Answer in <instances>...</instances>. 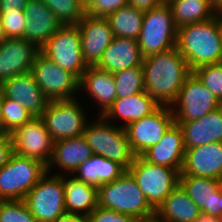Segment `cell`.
Wrapping results in <instances>:
<instances>
[{"mask_svg":"<svg viewBox=\"0 0 222 222\" xmlns=\"http://www.w3.org/2000/svg\"><path fill=\"white\" fill-rule=\"evenodd\" d=\"M142 67L145 91L161 106L171 107L192 73L177 47L144 57Z\"/></svg>","mask_w":222,"mask_h":222,"instance_id":"1","label":"cell"},{"mask_svg":"<svg viewBox=\"0 0 222 222\" xmlns=\"http://www.w3.org/2000/svg\"><path fill=\"white\" fill-rule=\"evenodd\" d=\"M176 47L191 71L203 65L221 63L222 39L215 17L178 28Z\"/></svg>","mask_w":222,"mask_h":222,"instance_id":"2","label":"cell"},{"mask_svg":"<svg viewBox=\"0 0 222 222\" xmlns=\"http://www.w3.org/2000/svg\"><path fill=\"white\" fill-rule=\"evenodd\" d=\"M98 206L132 216L137 221L155 217V210L128 171L98 188Z\"/></svg>","mask_w":222,"mask_h":222,"instance_id":"3","label":"cell"},{"mask_svg":"<svg viewBox=\"0 0 222 222\" xmlns=\"http://www.w3.org/2000/svg\"><path fill=\"white\" fill-rule=\"evenodd\" d=\"M98 116L96 120L87 123L83 137L93 154L118 162L128 169L136 155L129 145L125 129L121 125H112L102 115Z\"/></svg>","mask_w":222,"mask_h":222,"instance_id":"4","label":"cell"},{"mask_svg":"<svg viewBox=\"0 0 222 222\" xmlns=\"http://www.w3.org/2000/svg\"><path fill=\"white\" fill-rule=\"evenodd\" d=\"M46 173L43 162L13 153L0 170V201L24 200Z\"/></svg>","mask_w":222,"mask_h":222,"instance_id":"5","label":"cell"},{"mask_svg":"<svg viewBox=\"0 0 222 222\" xmlns=\"http://www.w3.org/2000/svg\"><path fill=\"white\" fill-rule=\"evenodd\" d=\"M177 33L178 28L167 3L144 12L141 32L137 39L142 56L147 57L176 47Z\"/></svg>","mask_w":222,"mask_h":222,"instance_id":"6","label":"cell"},{"mask_svg":"<svg viewBox=\"0 0 222 222\" xmlns=\"http://www.w3.org/2000/svg\"><path fill=\"white\" fill-rule=\"evenodd\" d=\"M127 171L136 180L150 206L156 209L179 185L180 171L159 166L136 156Z\"/></svg>","mask_w":222,"mask_h":222,"instance_id":"7","label":"cell"},{"mask_svg":"<svg viewBox=\"0 0 222 222\" xmlns=\"http://www.w3.org/2000/svg\"><path fill=\"white\" fill-rule=\"evenodd\" d=\"M58 66L78 79L89 67L83 58L81 35L78 25H62L40 49Z\"/></svg>","mask_w":222,"mask_h":222,"instance_id":"8","label":"cell"},{"mask_svg":"<svg viewBox=\"0 0 222 222\" xmlns=\"http://www.w3.org/2000/svg\"><path fill=\"white\" fill-rule=\"evenodd\" d=\"M47 172L27 193L24 201L37 222H54L66 212L63 175Z\"/></svg>","mask_w":222,"mask_h":222,"instance_id":"9","label":"cell"},{"mask_svg":"<svg viewBox=\"0 0 222 222\" xmlns=\"http://www.w3.org/2000/svg\"><path fill=\"white\" fill-rule=\"evenodd\" d=\"M77 98L48 101L40 115L50 136L55 141L82 136L87 117Z\"/></svg>","mask_w":222,"mask_h":222,"instance_id":"10","label":"cell"},{"mask_svg":"<svg viewBox=\"0 0 222 222\" xmlns=\"http://www.w3.org/2000/svg\"><path fill=\"white\" fill-rule=\"evenodd\" d=\"M31 73L49 101L75 99V93L79 90V79L41 51L36 55Z\"/></svg>","mask_w":222,"mask_h":222,"instance_id":"11","label":"cell"},{"mask_svg":"<svg viewBox=\"0 0 222 222\" xmlns=\"http://www.w3.org/2000/svg\"><path fill=\"white\" fill-rule=\"evenodd\" d=\"M221 105L212 92L192 72L186 78L171 109L174 122H190L204 117Z\"/></svg>","mask_w":222,"mask_h":222,"instance_id":"12","label":"cell"},{"mask_svg":"<svg viewBox=\"0 0 222 222\" xmlns=\"http://www.w3.org/2000/svg\"><path fill=\"white\" fill-rule=\"evenodd\" d=\"M174 123L170 106H160L152 114L124 127L129 145L136 156L157 144Z\"/></svg>","mask_w":222,"mask_h":222,"instance_id":"13","label":"cell"},{"mask_svg":"<svg viewBox=\"0 0 222 222\" xmlns=\"http://www.w3.org/2000/svg\"><path fill=\"white\" fill-rule=\"evenodd\" d=\"M10 137L13 153L37 159L45 165L50 163L54 140L40 117H33L29 122L10 133Z\"/></svg>","mask_w":222,"mask_h":222,"instance_id":"14","label":"cell"},{"mask_svg":"<svg viewBox=\"0 0 222 222\" xmlns=\"http://www.w3.org/2000/svg\"><path fill=\"white\" fill-rule=\"evenodd\" d=\"M40 48L25 38H7L0 45V85L12 77L31 71Z\"/></svg>","mask_w":222,"mask_h":222,"instance_id":"15","label":"cell"},{"mask_svg":"<svg viewBox=\"0 0 222 222\" xmlns=\"http://www.w3.org/2000/svg\"><path fill=\"white\" fill-rule=\"evenodd\" d=\"M81 35L83 58L88 66H96L114 36L108 20L85 14L77 24Z\"/></svg>","mask_w":222,"mask_h":222,"instance_id":"16","label":"cell"},{"mask_svg":"<svg viewBox=\"0 0 222 222\" xmlns=\"http://www.w3.org/2000/svg\"><path fill=\"white\" fill-rule=\"evenodd\" d=\"M179 185L203 215L219 218L222 214L221 181L208 177L180 175Z\"/></svg>","mask_w":222,"mask_h":222,"instance_id":"17","label":"cell"},{"mask_svg":"<svg viewBox=\"0 0 222 222\" xmlns=\"http://www.w3.org/2000/svg\"><path fill=\"white\" fill-rule=\"evenodd\" d=\"M0 89L4 97L17 101L34 117H40L49 101L31 71L6 80Z\"/></svg>","mask_w":222,"mask_h":222,"instance_id":"18","label":"cell"},{"mask_svg":"<svg viewBox=\"0 0 222 222\" xmlns=\"http://www.w3.org/2000/svg\"><path fill=\"white\" fill-rule=\"evenodd\" d=\"M182 128L173 123L160 141L147 149L141 157L147 162L182 171L185 157Z\"/></svg>","mask_w":222,"mask_h":222,"instance_id":"19","label":"cell"},{"mask_svg":"<svg viewBox=\"0 0 222 222\" xmlns=\"http://www.w3.org/2000/svg\"><path fill=\"white\" fill-rule=\"evenodd\" d=\"M180 175L222 180V143H210L187 149Z\"/></svg>","mask_w":222,"mask_h":222,"instance_id":"20","label":"cell"},{"mask_svg":"<svg viewBox=\"0 0 222 222\" xmlns=\"http://www.w3.org/2000/svg\"><path fill=\"white\" fill-rule=\"evenodd\" d=\"M26 17L24 38L40 49L62 26L42 0H29L24 7Z\"/></svg>","mask_w":222,"mask_h":222,"instance_id":"21","label":"cell"},{"mask_svg":"<svg viewBox=\"0 0 222 222\" xmlns=\"http://www.w3.org/2000/svg\"><path fill=\"white\" fill-rule=\"evenodd\" d=\"M174 123L182 128L185 150L210 143H222V105L197 120Z\"/></svg>","mask_w":222,"mask_h":222,"instance_id":"22","label":"cell"},{"mask_svg":"<svg viewBox=\"0 0 222 222\" xmlns=\"http://www.w3.org/2000/svg\"><path fill=\"white\" fill-rule=\"evenodd\" d=\"M143 59L137 40L114 37L96 66L110 73H117L131 67L141 66Z\"/></svg>","mask_w":222,"mask_h":222,"instance_id":"23","label":"cell"},{"mask_svg":"<svg viewBox=\"0 0 222 222\" xmlns=\"http://www.w3.org/2000/svg\"><path fill=\"white\" fill-rule=\"evenodd\" d=\"M93 155L91 147L82 136L70 139H61L54 142L53 154L50 163L47 165V172H51V167L61 168L65 173L73 174L74 171ZM63 169V170H62Z\"/></svg>","mask_w":222,"mask_h":222,"instance_id":"24","label":"cell"},{"mask_svg":"<svg viewBox=\"0 0 222 222\" xmlns=\"http://www.w3.org/2000/svg\"><path fill=\"white\" fill-rule=\"evenodd\" d=\"M85 91L95 100L103 115L116 100V84L113 73L97 66H89L79 79V90Z\"/></svg>","mask_w":222,"mask_h":222,"instance_id":"25","label":"cell"},{"mask_svg":"<svg viewBox=\"0 0 222 222\" xmlns=\"http://www.w3.org/2000/svg\"><path fill=\"white\" fill-rule=\"evenodd\" d=\"M160 106L153 97L143 91L126 98L116 99L102 116L106 120H111L113 117L124 120L123 123H125L122 126L124 128L128 124L152 114Z\"/></svg>","mask_w":222,"mask_h":222,"instance_id":"26","label":"cell"},{"mask_svg":"<svg viewBox=\"0 0 222 222\" xmlns=\"http://www.w3.org/2000/svg\"><path fill=\"white\" fill-rule=\"evenodd\" d=\"M202 215L199 207L178 185L156 209L155 217L162 222H194Z\"/></svg>","mask_w":222,"mask_h":222,"instance_id":"27","label":"cell"},{"mask_svg":"<svg viewBox=\"0 0 222 222\" xmlns=\"http://www.w3.org/2000/svg\"><path fill=\"white\" fill-rule=\"evenodd\" d=\"M63 175L66 212L88 216L98 206V188L75 178Z\"/></svg>","mask_w":222,"mask_h":222,"instance_id":"28","label":"cell"},{"mask_svg":"<svg viewBox=\"0 0 222 222\" xmlns=\"http://www.w3.org/2000/svg\"><path fill=\"white\" fill-rule=\"evenodd\" d=\"M127 169L118 162L93 154L90 159L80 165L72 175L86 184L99 188L121 177Z\"/></svg>","mask_w":222,"mask_h":222,"instance_id":"29","label":"cell"},{"mask_svg":"<svg viewBox=\"0 0 222 222\" xmlns=\"http://www.w3.org/2000/svg\"><path fill=\"white\" fill-rule=\"evenodd\" d=\"M177 28L200 23L215 17V9L209 0H168Z\"/></svg>","mask_w":222,"mask_h":222,"instance_id":"30","label":"cell"},{"mask_svg":"<svg viewBox=\"0 0 222 222\" xmlns=\"http://www.w3.org/2000/svg\"><path fill=\"white\" fill-rule=\"evenodd\" d=\"M143 16V11L128 4L108 15L106 19L114 37L137 40L142 28Z\"/></svg>","mask_w":222,"mask_h":222,"instance_id":"31","label":"cell"},{"mask_svg":"<svg viewBox=\"0 0 222 222\" xmlns=\"http://www.w3.org/2000/svg\"><path fill=\"white\" fill-rule=\"evenodd\" d=\"M116 99L126 98L145 91L143 67L136 66L113 73Z\"/></svg>","mask_w":222,"mask_h":222,"instance_id":"32","label":"cell"},{"mask_svg":"<svg viewBox=\"0 0 222 222\" xmlns=\"http://www.w3.org/2000/svg\"><path fill=\"white\" fill-rule=\"evenodd\" d=\"M62 25H76L86 14L80 0H42Z\"/></svg>","mask_w":222,"mask_h":222,"instance_id":"33","label":"cell"},{"mask_svg":"<svg viewBox=\"0 0 222 222\" xmlns=\"http://www.w3.org/2000/svg\"><path fill=\"white\" fill-rule=\"evenodd\" d=\"M3 134H10L18 127L29 122L34 116L17 101L3 96L1 103Z\"/></svg>","mask_w":222,"mask_h":222,"instance_id":"34","label":"cell"},{"mask_svg":"<svg viewBox=\"0 0 222 222\" xmlns=\"http://www.w3.org/2000/svg\"><path fill=\"white\" fill-rule=\"evenodd\" d=\"M192 72L222 104V62L203 65Z\"/></svg>","mask_w":222,"mask_h":222,"instance_id":"35","label":"cell"},{"mask_svg":"<svg viewBox=\"0 0 222 222\" xmlns=\"http://www.w3.org/2000/svg\"><path fill=\"white\" fill-rule=\"evenodd\" d=\"M0 222H37L24 200L0 201Z\"/></svg>","mask_w":222,"mask_h":222,"instance_id":"36","label":"cell"},{"mask_svg":"<svg viewBox=\"0 0 222 222\" xmlns=\"http://www.w3.org/2000/svg\"><path fill=\"white\" fill-rule=\"evenodd\" d=\"M0 20L7 38H24L26 17L24 10H0Z\"/></svg>","mask_w":222,"mask_h":222,"instance_id":"37","label":"cell"},{"mask_svg":"<svg viewBox=\"0 0 222 222\" xmlns=\"http://www.w3.org/2000/svg\"><path fill=\"white\" fill-rule=\"evenodd\" d=\"M88 222H138L132 216L97 206L88 216Z\"/></svg>","mask_w":222,"mask_h":222,"instance_id":"38","label":"cell"},{"mask_svg":"<svg viewBox=\"0 0 222 222\" xmlns=\"http://www.w3.org/2000/svg\"><path fill=\"white\" fill-rule=\"evenodd\" d=\"M125 5H128V0H95L86 9V13L91 16L106 18Z\"/></svg>","mask_w":222,"mask_h":222,"instance_id":"39","label":"cell"},{"mask_svg":"<svg viewBox=\"0 0 222 222\" xmlns=\"http://www.w3.org/2000/svg\"><path fill=\"white\" fill-rule=\"evenodd\" d=\"M13 154L10 134H0V170L7 164Z\"/></svg>","mask_w":222,"mask_h":222,"instance_id":"40","label":"cell"},{"mask_svg":"<svg viewBox=\"0 0 222 222\" xmlns=\"http://www.w3.org/2000/svg\"><path fill=\"white\" fill-rule=\"evenodd\" d=\"M165 0H128V4L143 12L165 4Z\"/></svg>","mask_w":222,"mask_h":222,"instance_id":"41","label":"cell"},{"mask_svg":"<svg viewBox=\"0 0 222 222\" xmlns=\"http://www.w3.org/2000/svg\"><path fill=\"white\" fill-rule=\"evenodd\" d=\"M29 0H0V10L18 9L24 10Z\"/></svg>","mask_w":222,"mask_h":222,"instance_id":"42","label":"cell"},{"mask_svg":"<svg viewBox=\"0 0 222 222\" xmlns=\"http://www.w3.org/2000/svg\"><path fill=\"white\" fill-rule=\"evenodd\" d=\"M54 222H88L87 216L65 212L58 216Z\"/></svg>","mask_w":222,"mask_h":222,"instance_id":"43","label":"cell"},{"mask_svg":"<svg viewBox=\"0 0 222 222\" xmlns=\"http://www.w3.org/2000/svg\"><path fill=\"white\" fill-rule=\"evenodd\" d=\"M194 222H219V219L217 217H211V216H207V215L202 214Z\"/></svg>","mask_w":222,"mask_h":222,"instance_id":"44","label":"cell"},{"mask_svg":"<svg viewBox=\"0 0 222 222\" xmlns=\"http://www.w3.org/2000/svg\"><path fill=\"white\" fill-rule=\"evenodd\" d=\"M215 19H216V22L218 24V29H219L220 36H221V39H222V10L216 11Z\"/></svg>","mask_w":222,"mask_h":222,"instance_id":"45","label":"cell"},{"mask_svg":"<svg viewBox=\"0 0 222 222\" xmlns=\"http://www.w3.org/2000/svg\"><path fill=\"white\" fill-rule=\"evenodd\" d=\"M209 2L215 11L222 10V0H209Z\"/></svg>","mask_w":222,"mask_h":222,"instance_id":"46","label":"cell"},{"mask_svg":"<svg viewBox=\"0 0 222 222\" xmlns=\"http://www.w3.org/2000/svg\"><path fill=\"white\" fill-rule=\"evenodd\" d=\"M2 98H3V94H2V91L0 89V134H3V119H2V114H1Z\"/></svg>","mask_w":222,"mask_h":222,"instance_id":"47","label":"cell"},{"mask_svg":"<svg viewBox=\"0 0 222 222\" xmlns=\"http://www.w3.org/2000/svg\"><path fill=\"white\" fill-rule=\"evenodd\" d=\"M7 39L4 28L2 26L1 20H0V45Z\"/></svg>","mask_w":222,"mask_h":222,"instance_id":"48","label":"cell"},{"mask_svg":"<svg viewBox=\"0 0 222 222\" xmlns=\"http://www.w3.org/2000/svg\"><path fill=\"white\" fill-rule=\"evenodd\" d=\"M80 1L86 10L95 0H80Z\"/></svg>","mask_w":222,"mask_h":222,"instance_id":"49","label":"cell"},{"mask_svg":"<svg viewBox=\"0 0 222 222\" xmlns=\"http://www.w3.org/2000/svg\"><path fill=\"white\" fill-rule=\"evenodd\" d=\"M138 222H162V221H159L156 217H153V218H150V219H147V220L138 221Z\"/></svg>","mask_w":222,"mask_h":222,"instance_id":"50","label":"cell"},{"mask_svg":"<svg viewBox=\"0 0 222 222\" xmlns=\"http://www.w3.org/2000/svg\"><path fill=\"white\" fill-rule=\"evenodd\" d=\"M218 219H219V222H222V214Z\"/></svg>","mask_w":222,"mask_h":222,"instance_id":"51","label":"cell"}]
</instances>
